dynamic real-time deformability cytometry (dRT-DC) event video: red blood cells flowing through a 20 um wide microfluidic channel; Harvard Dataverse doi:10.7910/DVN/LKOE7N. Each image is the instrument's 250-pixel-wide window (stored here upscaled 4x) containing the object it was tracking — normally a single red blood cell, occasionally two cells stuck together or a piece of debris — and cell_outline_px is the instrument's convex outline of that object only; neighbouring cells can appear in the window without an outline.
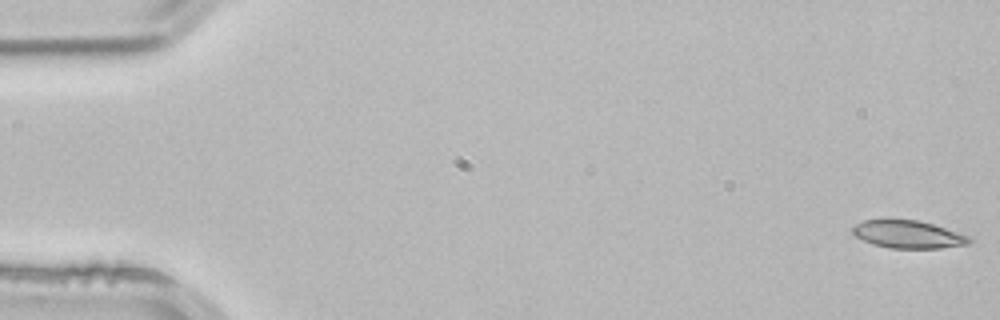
{"species": "common noctule bat (a hibernating species)", "species_latin": "Nyctalus noctula", "temperature_condition": "room temperature", "stored_images_in_passage": 5, "camera_frame_rate_fps": 3000, "um_per_image_px": 0.085, "animal": {"sex": "male", "body_mass_g": 21.5, "forearm_length_mm": 52.0}, "frame": {"image": 1, "passage_image": 1, "time_ms": 0.0, "image_size_px": [1000, 320], "cell_outline_px": [[972, 240], [968, 244], [940, 248], [892, 248], [872, 244], [856, 236], [852, 232], [852, 228], [856, 224], [864, 220], [920, 220], [968, 236]], "centroid_in_image_um": [77.17, 19.92], "position_along_channel_um": 7.8, "area_um2": 18.5}}